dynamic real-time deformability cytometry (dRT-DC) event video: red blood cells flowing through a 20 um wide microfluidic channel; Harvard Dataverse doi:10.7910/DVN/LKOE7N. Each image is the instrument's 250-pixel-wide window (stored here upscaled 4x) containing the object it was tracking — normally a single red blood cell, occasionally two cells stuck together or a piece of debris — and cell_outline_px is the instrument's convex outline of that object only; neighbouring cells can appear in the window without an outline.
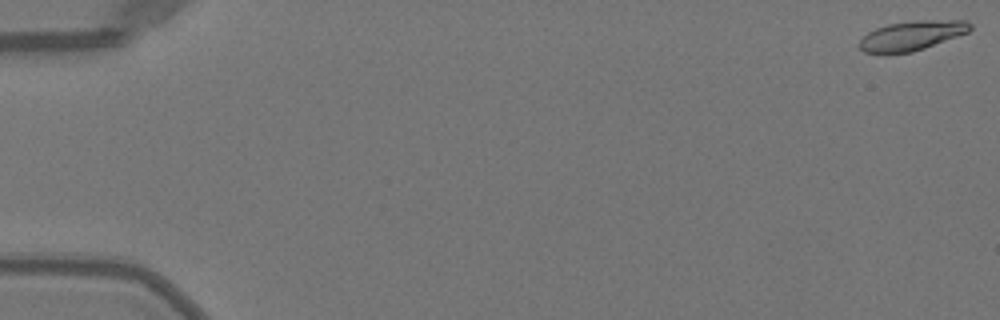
{"species": "Egyptian fruit bat (a non-hibernating species)", "species_latin": "Rousettus aegyptiacus", "temperature_condition": "warm", "stored_images_in_passage": 51, "camera_frame_rate_fps": 3000, "um_per_image_px": 0.085, "animal": {"sex": "female"}, "frame": {"image": 1, "passage_image": 1, "time_ms": 0.0, "image_size_px": [1000, 320], "cell_outline_px": [[972, 28], [968, 32], [924, 48], [912, 52], [884, 56], [864, 52], [860, 48], [860, 40], [868, 32], [876, 28], [888, 24], [916, 20], [964, 20], [972, 24]], "centroid_in_image_um": [77.46, 3.05], "position_along_channel_um": 7.5, "area_um2": 19.36}}
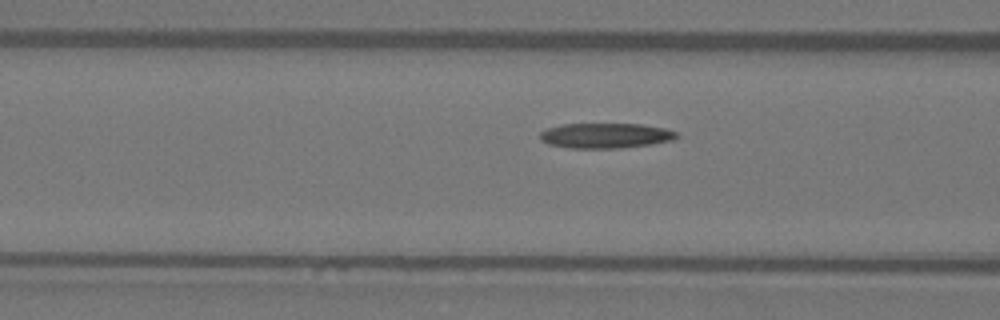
{"frame": {"image": 2, "passage_image": 21, "time_ms": 6.667, "image_size_px": [1000, 320], "cell_outline_px": [[680, 136], [672, 140], [652, 144], [624, 148], [568, 148], [548, 144], [540, 140], [540, 132], [548, 128], [560, 124], [644, 124], [664, 128], [676, 132]], "centroid_in_image_um": [51.47, 11.53], "position_along_channel_um": 115.1, "area_um2": 20.17}}
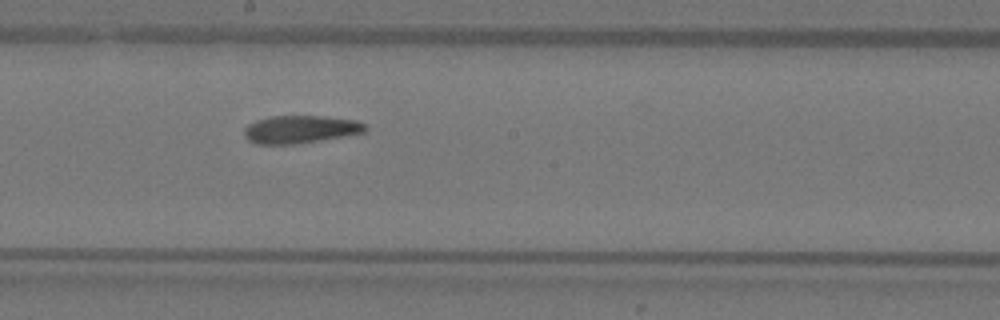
{"frame": {"image": 3, "passage_image": 29, "time_ms": 9.333, "image_size_px": [1000, 320], "cell_outline_px": [[368, 128], [364, 132], [320, 140], [296, 144], [256, 144], [248, 140], [244, 136], [244, 128], [248, 124], [256, 120], [272, 116], [324, 116], [356, 120], [364, 124]], "centroid_in_image_um": [25.5, 10.99], "position_along_channel_um": 222.7, "area_um2": 19.54}, "authors_computed_cell_mechanics": {"area_um2": 19.7676, "velocity_mm_per_s": 4.0217, "shape_relaxation_time_tau1_ms": 10.5317, "shape_relaxation_time_tau2_ms": 3.6933, "deformation_change_tau1": 0.262, "deformation_change_tau2": 0.1008}}